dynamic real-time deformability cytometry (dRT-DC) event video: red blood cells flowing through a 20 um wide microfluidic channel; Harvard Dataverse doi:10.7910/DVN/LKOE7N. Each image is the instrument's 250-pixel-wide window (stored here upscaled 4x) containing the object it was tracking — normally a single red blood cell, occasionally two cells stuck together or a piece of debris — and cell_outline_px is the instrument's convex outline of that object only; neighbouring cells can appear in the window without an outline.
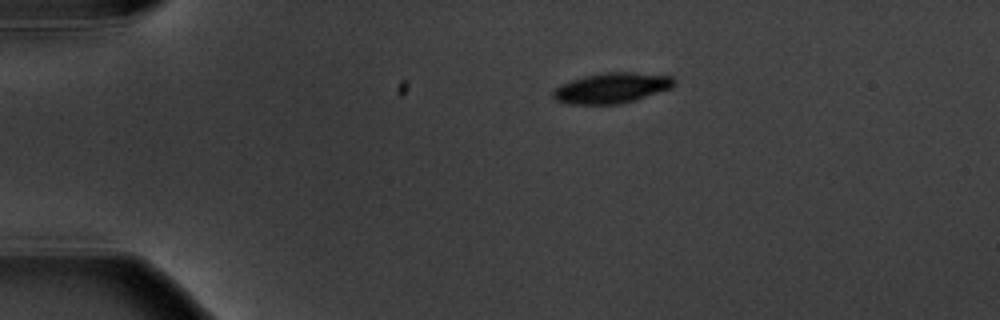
{"species": "common noctule bat (a hibernating species)", "species_latin": "Nyctalus noctula", "temperature_condition": "warm", "stored_images_in_passage": 5, "camera_frame_rate_fps": 3000, "um_per_image_px": 0.085, "animal": {"sex": "male", "body_mass_g": 20.1, "forearm_length_mm": 53.5}, "frame": {"image": 1, "passage_image": 1, "time_ms": 0.0, "image_size_px": [1000, 320], "cell_outline_px": [[676, 84], [672, 88], [636, 100], [620, 104], [568, 104], [556, 100], [552, 96], [552, 92], [556, 88], [572, 80], [584, 76], [604, 72], [628, 72], [672, 76], [676, 80]], "centroid_in_image_um": [52.04, 7.48], "position_along_channel_um": 33.0, "area_um2": 21.44}}
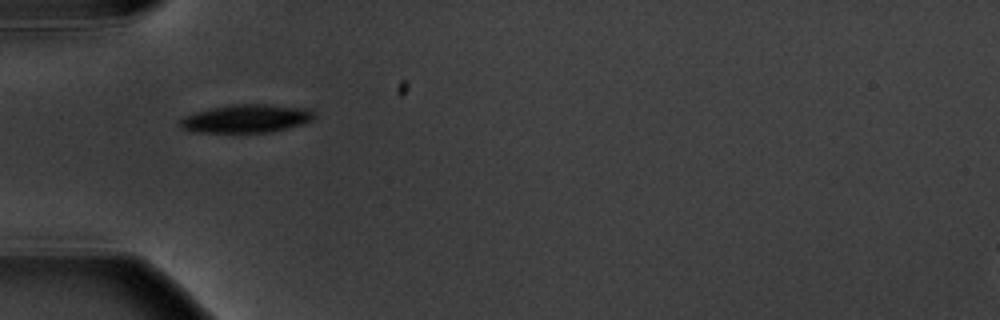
{"frame": {"image": 2, "passage_image": 3, "time_ms": 2.333, "image_size_px": [1000, 320], "cell_outline_px": [[316, 116], [312, 120], [304, 124], [288, 128], [268, 132], [192, 132], [180, 128], [180, 120], [184, 116], [196, 112], [212, 108], [232, 104], [264, 104], [312, 108], [316, 112]], "centroid_in_image_um": [21.0, 10.07], "position_along_channel_um": 64.0, "area_um2": 22.25}}
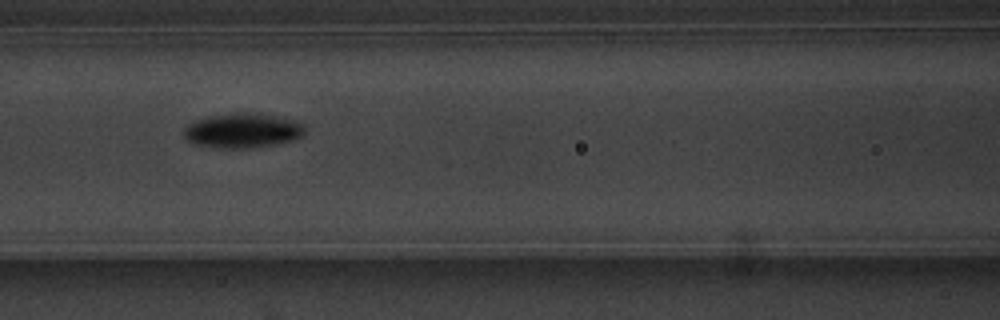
{"frame": {"image": 3, "passage_image": 5, "time_ms": 4.667, "image_size_px": [1000, 320], "cell_outline_px": [[304, 132], [300, 136], [292, 140], [252, 148], [216, 148], [192, 144], [184, 136], [184, 128], [188, 124], [196, 120], [208, 116], [236, 112], [248, 112], [284, 116], [296, 120], [304, 124]], "centroid_in_image_um": [20.61, 11.08], "position_along_channel_um": 146.0, "area_um2": 24.74}}